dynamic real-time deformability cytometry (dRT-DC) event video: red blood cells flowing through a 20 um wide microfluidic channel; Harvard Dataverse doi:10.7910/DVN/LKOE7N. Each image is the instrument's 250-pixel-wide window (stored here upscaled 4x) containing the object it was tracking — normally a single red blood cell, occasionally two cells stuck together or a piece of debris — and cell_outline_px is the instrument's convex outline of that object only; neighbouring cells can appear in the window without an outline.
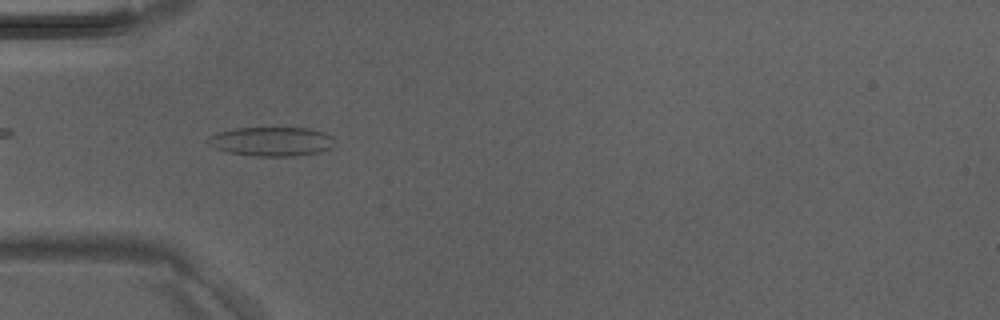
{"species": "Egyptian fruit bat (a non-hibernating species)", "species_latin": "Rousettus aegyptiacus", "temperature_condition": "room temperature", "stored_images_in_passage": 6, "camera_frame_rate_fps": 3000, "um_per_image_px": 0.085, "animal": {"sex": "male"}, "frame": {"image": 1, "passage_image": 5, "time_ms": 1.333, "image_size_px": [1000, 320], "cell_outline_px": [[332, 148], [320, 152], [296, 156], [256, 156], [228, 152], [216, 148], [208, 144], [208, 140], [212, 136], [220, 132], [236, 128], [312, 128], [324, 132], [332, 136]], "centroid_in_image_um": [23.13, 12.03], "position_along_channel_um": 61.9, "area_um2": 21.33}}